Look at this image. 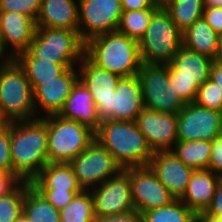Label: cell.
Segmentation results:
<instances>
[{
	"label": "cell",
	"mask_w": 222,
	"mask_h": 222,
	"mask_svg": "<svg viewBox=\"0 0 222 222\" xmlns=\"http://www.w3.org/2000/svg\"><path fill=\"white\" fill-rule=\"evenodd\" d=\"M13 173L32 181L48 163V127L42 117L10 123Z\"/></svg>",
	"instance_id": "obj_1"
},
{
	"label": "cell",
	"mask_w": 222,
	"mask_h": 222,
	"mask_svg": "<svg viewBox=\"0 0 222 222\" xmlns=\"http://www.w3.org/2000/svg\"><path fill=\"white\" fill-rule=\"evenodd\" d=\"M95 140L113 155L122 169L148 166L153 156L135 121L104 120L95 131Z\"/></svg>",
	"instance_id": "obj_2"
},
{
	"label": "cell",
	"mask_w": 222,
	"mask_h": 222,
	"mask_svg": "<svg viewBox=\"0 0 222 222\" xmlns=\"http://www.w3.org/2000/svg\"><path fill=\"white\" fill-rule=\"evenodd\" d=\"M84 55L96 66L120 77L136 76L142 64L139 41L117 30L85 42Z\"/></svg>",
	"instance_id": "obj_3"
},
{
	"label": "cell",
	"mask_w": 222,
	"mask_h": 222,
	"mask_svg": "<svg viewBox=\"0 0 222 222\" xmlns=\"http://www.w3.org/2000/svg\"><path fill=\"white\" fill-rule=\"evenodd\" d=\"M36 118L33 90L24 69L15 59L0 66V120L22 122Z\"/></svg>",
	"instance_id": "obj_4"
},
{
	"label": "cell",
	"mask_w": 222,
	"mask_h": 222,
	"mask_svg": "<svg viewBox=\"0 0 222 222\" xmlns=\"http://www.w3.org/2000/svg\"><path fill=\"white\" fill-rule=\"evenodd\" d=\"M182 45V31L172 21L168 11L159 6L139 40L141 61L146 64H168Z\"/></svg>",
	"instance_id": "obj_5"
},
{
	"label": "cell",
	"mask_w": 222,
	"mask_h": 222,
	"mask_svg": "<svg viewBox=\"0 0 222 222\" xmlns=\"http://www.w3.org/2000/svg\"><path fill=\"white\" fill-rule=\"evenodd\" d=\"M48 127V163H70L95 140V131L58 114L42 117Z\"/></svg>",
	"instance_id": "obj_6"
},
{
	"label": "cell",
	"mask_w": 222,
	"mask_h": 222,
	"mask_svg": "<svg viewBox=\"0 0 222 222\" xmlns=\"http://www.w3.org/2000/svg\"><path fill=\"white\" fill-rule=\"evenodd\" d=\"M85 43L78 30L36 27L27 51L37 59L77 67L84 56Z\"/></svg>",
	"instance_id": "obj_7"
},
{
	"label": "cell",
	"mask_w": 222,
	"mask_h": 222,
	"mask_svg": "<svg viewBox=\"0 0 222 222\" xmlns=\"http://www.w3.org/2000/svg\"><path fill=\"white\" fill-rule=\"evenodd\" d=\"M213 61L182 45L168 63L169 79L185 103L195 102L198 88L209 79Z\"/></svg>",
	"instance_id": "obj_8"
},
{
	"label": "cell",
	"mask_w": 222,
	"mask_h": 222,
	"mask_svg": "<svg viewBox=\"0 0 222 222\" xmlns=\"http://www.w3.org/2000/svg\"><path fill=\"white\" fill-rule=\"evenodd\" d=\"M144 108L157 112L178 114L185 102L169 79L168 64H141L137 74Z\"/></svg>",
	"instance_id": "obj_9"
},
{
	"label": "cell",
	"mask_w": 222,
	"mask_h": 222,
	"mask_svg": "<svg viewBox=\"0 0 222 222\" xmlns=\"http://www.w3.org/2000/svg\"><path fill=\"white\" fill-rule=\"evenodd\" d=\"M69 164L83 190L99 186L122 170L113 155L97 140H94Z\"/></svg>",
	"instance_id": "obj_10"
},
{
	"label": "cell",
	"mask_w": 222,
	"mask_h": 222,
	"mask_svg": "<svg viewBox=\"0 0 222 222\" xmlns=\"http://www.w3.org/2000/svg\"><path fill=\"white\" fill-rule=\"evenodd\" d=\"M78 33L85 43L93 37L117 30L123 13L121 0H78Z\"/></svg>",
	"instance_id": "obj_11"
},
{
	"label": "cell",
	"mask_w": 222,
	"mask_h": 222,
	"mask_svg": "<svg viewBox=\"0 0 222 222\" xmlns=\"http://www.w3.org/2000/svg\"><path fill=\"white\" fill-rule=\"evenodd\" d=\"M222 133V112L186 103L177 114L178 141H212Z\"/></svg>",
	"instance_id": "obj_12"
},
{
	"label": "cell",
	"mask_w": 222,
	"mask_h": 222,
	"mask_svg": "<svg viewBox=\"0 0 222 222\" xmlns=\"http://www.w3.org/2000/svg\"><path fill=\"white\" fill-rule=\"evenodd\" d=\"M90 192L95 216L122 214L135 209L131 194L130 167L90 189Z\"/></svg>",
	"instance_id": "obj_13"
},
{
	"label": "cell",
	"mask_w": 222,
	"mask_h": 222,
	"mask_svg": "<svg viewBox=\"0 0 222 222\" xmlns=\"http://www.w3.org/2000/svg\"><path fill=\"white\" fill-rule=\"evenodd\" d=\"M77 67L79 80L89 89L99 120L111 119L112 96L122 77L96 66L85 55Z\"/></svg>",
	"instance_id": "obj_14"
},
{
	"label": "cell",
	"mask_w": 222,
	"mask_h": 222,
	"mask_svg": "<svg viewBox=\"0 0 222 222\" xmlns=\"http://www.w3.org/2000/svg\"><path fill=\"white\" fill-rule=\"evenodd\" d=\"M130 183L134 208L140 214L175 200L148 166L130 167Z\"/></svg>",
	"instance_id": "obj_15"
},
{
	"label": "cell",
	"mask_w": 222,
	"mask_h": 222,
	"mask_svg": "<svg viewBox=\"0 0 222 222\" xmlns=\"http://www.w3.org/2000/svg\"><path fill=\"white\" fill-rule=\"evenodd\" d=\"M78 80V67H71L55 80L41 81L33 90L36 117L59 114Z\"/></svg>",
	"instance_id": "obj_16"
},
{
	"label": "cell",
	"mask_w": 222,
	"mask_h": 222,
	"mask_svg": "<svg viewBox=\"0 0 222 222\" xmlns=\"http://www.w3.org/2000/svg\"><path fill=\"white\" fill-rule=\"evenodd\" d=\"M135 122L153 153L171 151L178 141L177 114L144 108Z\"/></svg>",
	"instance_id": "obj_17"
},
{
	"label": "cell",
	"mask_w": 222,
	"mask_h": 222,
	"mask_svg": "<svg viewBox=\"0 0 222 222\" xmlns=\"http://www.w3.org/2000/svg\"><path fill=\"white\" fill-rule=\"evenodd\" d=\"M36 30V22L29 16L18 12H1V49L9 59H15L27 51Z\"/></svg>",
	"instance_id": "obj_18"
},
{
	"label": "cell",
	"mask_w": 222,
	"mask_h": 222,
	"mask_svg": "<svg viewBox=\"0 0 222 222\" xmlns=\"http://www.w3.org/2000/svg\"><path fill=\"white\" fill-rule=\"evenodd\" d=\"M148 167L175 199L183 196L194 172L172 150L154 152Z\"/></svg>",
	"instance_id": "obj_19"
},
{
	"label": "cell",
	"mask_w": 222,
	"mask_h": 222,
	"mask_svg": "<svg viewBox=\"0 0 222 222\" xmlns=\"http://www.w3.org/2000/svg\"><path fill=\"white\" fill-rule=\"evenodd\" d=\"M144 109L138 76L122 77L111 101V120L135 121Z\"/></svg>",
	"instance_id": "obj_20"
},
{
	"label": "cell",
	"mask_w": 222,
	"mask_h": 222,
	"mask_svg": "<svg viewBox=\"0 0 222 222\" xmlns=\"http://www.w3.org/2000/svg\"><path fill=\"white\" fill-rule=\"evenodd\" d=\"M78 0H41L38 28L78 30Z\"/></svg>",
	"instance_id": "obj_21"
},
{
	"label": "cell",
	"mask_w": 222,
	"mask_h": 222,
	"mask_svg": "<svg viewBox=\"0 0 222 222\" xmlns=\"http://www.w3.org/2000/svg\"><path fill=\"white\" fill-rule=\"evenodd\" d=\"M220 178L208 169L194 170L180 200L201 216L210 206Z\"/></svg>",
	"instance_id": "obj_22"
},
{
	"label": "cell",
	"mask_w": 222,
	"mask_h": 222,
	"mask_svg": "<svg viewBox=\"0 0 222 222\" xmlns=\"http://www.w3.org/2000/svg\"><path fill=\"white\" fill-rule=\"evenodd\" d=\"M58 115L85 124L94 131L101 123L89 89L80 80L72 88L71 94Z\"/></svg>",
	"instance_id": "obj_23"
},
{
	"label": "cell",
	"mask_w": 222,
	"mask_h": 222,
	"mask_svg": "<svg viewBox=\"0 0 222 222\" xmlns=\"http://www.w3.org/2000/svg\"><path fill=\"white\" fill-rule=\"evenodd\" d=\"M31 184L37 190L83 191L69 163H47Z\"/></svg>",
	"instance_id": "obj_24"
},
{
	"label": "cell",
	"mask_w": 222,
	"mask_h": 222,
	"mask_svg": "<svg viewBox=\"0 0 222 222\" xmlns=\"http://www.w3.org/2000/svg\"><path fill=\"white\" fill-rule=\"evenodd\" d=\"M182 36L183 46L216 60L220 35L211 28L203 17L182 32Z\"/></svg>",
	"instance_id": "obj_25"
},
{
	"label": "cell",
	"mask_w": 222,
	"mask_h": 222,
	"mask_svg": "<svg viewBox=\"0 0 222 222\" xmlns=\"http://www.w3.org/2000/svg\"><path fill=\"white\" fill-rule=\"evenodd\" d=\"M15 60L24 69L32 90L41 85V81L55 80L67 69L62 64L34 58L28 51L20 53Z\"/></svg>",
	"instance_id": "obj_26"
},
{
	"label": "cell",
	"mask_w": 222,
	"mask_h": 222,
	"mask_svg": "<svg viewBox=\"0 0 222 222\" xmlns=\"http://www.w3.org/2000/svg\"><path fill=\"white\" fill-rule=\"evenodd\" d=\"M22 217L28 222H61L59 210L32 185L25 192Z\"/></svg>",
	"instance_id": "obj_27"
},
{
	"label": "cell",
	"mask_w": 222,
	"mask_h": 222,
	"mask_svg": "<svg viewBox=\"0 0 222 222\" xmlns=\"http://www.w3.org/2000/svg\"><path fill=\"white\" fill-rule=\"evenodd\" d=\"M173 153L194 170L208 169L211 156V141H177Z\"/></svg>",
	"instance_id": "obj_28"
},
{
	"label": "cell",
	"mask_w": 222,
	"mask_h": 222,
	"mask_svg": "<svg viewBox=\"0 0 222 222\" xmlns=\"http://www.w3.org/2000/svg\"><path fill=\"white\" fill-rule=\"evenodd\" d=\"M164 8L182 32L202 18L205 9L204 0H171Z\"/></svg>",
	"instance_id": "obj_29"
},
{
	"label": "cell",
	"mask_w": 222,
	"mask_h": 222,
	"mask_svg": "<svg viewBox=\"0 0 222 222\" xmlns=\"http://www.w3.org/2000/svg\"><path fill=\"white\" fill-rule=\"evenodd\" d=\"M61 222H94V201L90 190L74 196L66 207L59 210Z\"/></svg>",
	"instance_id": "obj_30"
},
{
	"label": "cell",
	"mask_w": 222,
	"mask_h": 222,
	"mask_svg": "<svg viewBox=\"0 0 222 222\" xmlns=\"http://www.w3.org/2000/svg\"><path fill=\"white\" fill-rule=\"evenodd\" d=\"M198 216L180 199L142 213V222H194Z\"/></svg>",
	"instance_id": "obj_31"
},
{
	"label": "cell",
	"mask_w": 222,
	"mask_h": 222,
	"mask_svg": "<svg viewBox=\"0 0 222 222\" xmlns=\"http://www.w3.org/2000/svg\"><path fill=\"white\" fill-rule=\"evenodd\" d=\"M158 7L154 5L149 9L123 11L117 31L139 41L144 36L152 15Z\"/></svg>",
	"instance_id": "obj_32"
},
{
	"label": "cell",
	"mask_w": 222,
	"mask_h": 222,
	"mask_svg": "<svg viewBox=\"0 0 222 222\" xmlns=\"http://www.w3.org/2000/svg\"><path fill=\"white\" fill-rule=\"evenodd\" d=\"M30 181H23L12 193L0 197V222H18L22 218L23 203Z\"/></svg>",
	"instance_id": "obj_33"
},
{
	"label": "cell",
	"mask_w": 222,
	"mask_h": 222,
	"mask_svg": "<svg viewBox=\"0 0 222 222\" xmlns=\"http://www.w3.org/2000/svg\"><path fill=\"white\" fill-rule=\"evenodd\" d=\"M195 103L204 108L222 112V89L208 79L199 88Z\"/></svg>",
	"instance_id": "obj_34"
},
{
	"label": "cell",
	"mask_w": 222,
	"mask_h": 222,
	"mask_svg": "<svg viewBox=\"0 0 222 222\" xmlns=\"http://www.w3.org/2000/svg\"><path fill=\"white\" fill-rule=\"evenodd\" d=\"M41 0H0L1 12H18L31 17L35 22L40 12Z\"/></svg>",
	"instance_id": "obj_35"
},
{
	"label": "cell",
	"mask_w": 222,
	"mask_h": 222,
	"mask_svg": "<svg viewBox=\"0 0 222 222\" xmlns=\"http://www.w3.org/2000/svg\"><path fill=\"white\" fill-rule=\"evenodd\" d=\"M0 172H13L10 152V123L0 124Z\"/></svg>",
	"instance_id": "obj_36"
},
{
	"label": "cell",
	"mask_w": 222,
	"mask_h": 222,
	"mask_svg": "<svg viewBox=\"0 0 222 222\" xmlns=\"http://www.w3.org/2000/svg\"><path fill=\"white\" fill-rule=\"evenodd\" d=\"M57 210L66 207L75 195L82 191L38 190Z\"/></svg>",
	"instance_id": "obj_37"
},
{
	"label": "cell",
	"mask_w": 222,
	"mask_h": 222,
	"mask_svg": "<svg viewBox=\"0 0 222 222\" xmlns=\"http://www.w3.org/2000/svg\"><path fill=\"white\" fill-rule=\"evenodd\" d=\"M211 146L208 170L222 178V133L211 141Z\"/></svg>",
	"instance_id": "obj_38"
},
{
	"label": "cell",
	"mask_w": 222,
	"mask_h": 222,
	"mask_svg": "<svg viewBox=\"0 0 222 222\" xmlns=\"http://www.w3.org/2000/svg\"><path fill=\"white\" fill-rule=\"evenodd\" d=\"M202 218H222V178L216 187L210 206L201 215Z\"/></svg>",
	"instance_id": "obj_39"
},
{
	"label": "cell",
	"mask_w": 222,
	"mask_h": 222,
	"mask_svg": "<svg viewBox=\"0 0 222 222\" xmlns=\"http://www.w3.org/2000/svg\"><path fill=\"white\" fill-rule=\"evenodd\" d=\"M23 180L13 172H0V197L12 193Z\"/></svg>",
	"instance_id": "obj_40"
},
{
	"label": "cell",
	"mask_w": 222,
	"mask_h": 222,
	"mask_svg": "<svg viewBox=\"0 0 222 222\" xmlns=\"http://www.w3.org/2000/svg\"><path fill=\"white\" fill-rule=\"evenodd\" d=\"M94 222H142V214L133 209L122 214L95 216Z\"/></svg>",
	"instance_id": "obj_41"
},
{
	"label": "cell",
	"mask_w": 222,
	"mask_h": 222,
	"mask_svg": "<svg viewBox=\"0 0 222 222\" xmlns=\"http://www.w3.org/2000/svg\"><path fill=\"white\" fill-rule=\"evenodd\" d=\"M202 17L216 33L222 34V8L205 7Z\"/></svg>",
	"instance_id": "obj_42"
},
{
	"label": "cell",
	"mask_w": 222,
	"mask_h": 222,
	"mask_svg": "<svg viewBox=\"0 0 222 222\" xmlns=\"http://www.w3.org/2000/svg\"><path fill=\"white\" fill-rule=\"evenodd\" d=\"M123 11L142 10L152 8V0H121Z\"/></svg>",
	"instance_id": "obj_43"
},
{
	"label": "cell",
	"mask_w": 222,
	"mask_h": 222,
	"mask_svg": "<svg viewBox=\"0 0 222 222\" xmlns=\"http://www.w3.org/2000/svg\"><path fill=\"white\" fill-rule=\"evenodd\" d=\"M209 79L219 85L222 89V63L213 61L210 69Z\"/></svg>",
	"instance_id": "obj_44"
},
{
	"label": "cell",
	"mask_w": 222,
	"mask_h": 222,
	"mask_svg": "<svg viewBox=\"0 0 222 222\" xmlns=\"http://www.w3.org/2000/svg\"><path fill=\"white\" fill-rule=\"evenodd\" d=\"M204 7H220V8H222V0H204Z\"/></svg>",
	"instance_id": "obj_45"
},
{
	"label": "cell",
	"mask_w": 222,
	"mask_h": 222,
	"mask_svg": "<svg viewBox=\"0 0 222 222\" xmlns=\"http://www.w3.org/2000/svg\"><path fill=\"white\" fill-rule=\"evenodd\" d=\"M216 61L222 63V34H220V37H219L218 55L216 57Z\"/></svg>",
	"instance_id": "obj_46"
},
{
	"label": "cell",
	"mask_w": 222,
	"mask_h": 222,
	"mask_svg": "<svg viewBox=\"0 0 222 222\" xmlns=\"http://www.w3.org/2000/svg\"><path fill=\"white\" fill-rule=\"evenodd\" d=\"M169 1L171 0H152L155 5H158L160 7H164Z\"/></svg>",
	"instance_id": "obj_47"
},
{
	"label": "cell",
	"mask_w": 222,
	"mask_h": 222,
	"mask_svg": "<svg viewBox=\"0 0 222 222\" xmlns=\"http://www.w3.org/2000/svg\"><path fill=\"white\" fill-rule=\"evenodd\" d=\"M9 58L3 53L0 47V66L3 65Z\"/></svg>",
	"instance_id": "obj_48"
},
{
	"label": "cell",
	"mask_w": 222,
	"mask_h": 222,
	"mask_svg": "<svg viewBox=\"0 0 222 222\" xmlns=\"http://www.w3.org/2000/svg\"><path fill=\"white\" fill-rule=\"evenodd\" d=\"M209 222H222V218H204Z\"/></svg>",
	"instance_id": "obj_49"
},
{
	"label": "cell",
	"mask_w": 222,
	"mask_h": 222,
	"mask_svg": "<svg viewBox=\"0 0 222 222\" xmlns=\"http://www.w3.org/2000/svg\"><path fill=\"white\" fill-rule=\"evenodd\" d=\"M194 222H209V221L205 220V219L202 218L201 216H198V217L194 220Z\"/></svg>",
	"instance_id": "obj_50"
},
{
	"label": "cell",
	"mask_w": 222,
	"mask_h": 222,
	"mask_svg": "<svg viewBox=\"0 0 222 222\" xmlns=\"http://www.w3.org/2000/svg\"><path fill=\"white\" fill-rule=\"evenodd\" d=\"M18 222H28V221L25 220L24 217H22Z\"/></svg>",
	"instance_id": "obj_51"
}]
</instances>
